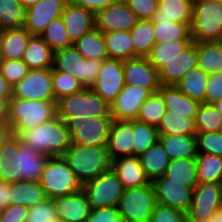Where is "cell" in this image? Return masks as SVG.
<instances>
[{
    "label": "cell",
    "instance_id": "cell-1",
    "mask_svg": "<svg viewBox=\"0 0 222 222\" xmlns=\"http://www.w3.org/2000/svg\"><path fill=\"white\" fill-rule=\"evenodd\" d=\"M21 142L46 156H62L71 145L66 123L57 115L19 135Z\"/></svg>",
    "mask_w": 222,
    "mask_h": 222
},
{
    "label": "cell",
    "instance_id": "cell-2",
    "mask_svg": "<svg viewBox=\"0 0 222 222\" xmlns=\"http://www.w3.org/2000/svg\"><path fill=\"white\" fill-rule=\"evenodd\" d=\"M57 115L56 100L11 98L7 107V122L15 135L35 128Z\"/></svg>",
    "mask_w": 222,
    "mask_h": 222
},
{
    "label": "cell",
    "instance_id": "cell-3",
    "mask_svg": "<svg viewBox=\"0 0 222 222\" xmlns=\"http://www.w3.org/2000/svg\"><path fill=\"white\" fill-rule=\"evenodd\" d=\"M62 157L81 185L111 169L107 146H79L71 143Z\"/></svg>",
    "mask_w": 222,
    "mask_h": 222
},
{
    "label": "cell",
    "instance_id": "cell-4",
    "mask_svg": "<svg viewBox=\"0 0 222 222\" xmlns=\"http://www.w3.org/2000/svg\"><path fill=\"white\" fill-rule=\"evenodd\" d=\"M57 116L67 120H83L92 117H112L111 105L91 88H83L56 102Z\"/></svg>",
    "mask_w": 222,
    "mask_h": 222
},
{
    "label": "cell",
    "instance_id": "cell-5",
    "mask_svg": "<svg viewBox=\"0 0 222 222\" xmlns=\"http://www.w3.org/2000/svg\"><path fill=\"white\" fill-rule=\"evenodd\" d=\"M191 36L193 42L222 39V4L215 0H193Z\"/></svg>",
    "mask_w": 222,
    "mask_h": 222
},
{
    "label": "cell",
    "instance_id": "cell-6",
    "mask_svg": "<svg viewBox=\"0 0 222 222\" xmlns=\"http://www.w3.org/2000/svg\"><path fill=\"white\" fill-rule=\"evenodd\" d=\"M40 183L47 198L51 199L70 195L82 189L81 183L62 156L49 157Z\"/></svg>",
    "mask_w": 222,
    "mask_h": 222
},
{
    "label": "cell",
    "instance_id": "cell-7",
    "mask_svg": "<svg viewBox=\"0 0 222 222\" xmlns=\"http://www.w3.org/2000/svg\"><path fill=\"white\" fill-rule=\"evenodd\" d=\"M157 204L152 182L140 187L124 189L117 209L125 222H148Z\"/></svg>",
    "mask_w": 222,
    "mask_h": 222
},
{
    "label": "cell",
    "instance_id": "cell-8",
    "mask_svg": "<svg viewBox=\"0 0 222 222\" xmlns=\"http://www.w3.org/2000/svg\"><path fill=\"white\" fill-rule=\"evenodd\" d=\"M113 117L67 120L71 143L79 146H107Z\"/></svg>",
    "mask_w": 222,
    "mask_h": 222
},
{
    "label": "cell",
    "instance_id": "cell-9",
    "mask_svg": "<svg viewBox=\"0 0 222 222\" xmlns=\"http://www.w3.org/2000/svg\"><path fill=\"white\" fill-rule=\"evenodd\" d=\"M124 189L112 168L82 185L92 209L117 207Z\"/></svg>",
    "mask_w": 222,
    "mask_h": 222
},
{
    "label": "cell",
    "instance_id": "cell-10",
    "mask_svg": "<svg viewBox=\"0 0 222 222\" xmlns=\"http://www.w3.org/2000/svg\"><path fill=\"white\" fill-rule=\"evenodd\" d=\"M12 98L55 100L52 90V68L30 69L12 88Z\"/></svg>",
    "mask_w": 222,
    "mask_h": 222
},
{
    "label": "cell",
    "instance_id": "cell-11",
    "mask_svg": "<svg viewBox=\"0 0 222 222\" xmlns=\"http://www.w3.org/2000/svg\"><path fill=\"white\" fill-rule=\"evenodd\" d=\"M124 85L123 61L108 58L102 61L99 74L91 89L111 105Z\"/></svg>",
    "mask_w": 222,
    "mask_h": 222
},
{
    "label": "cell",
    "instance_id": "cell-12",
    "mask_svg": "<svg viewBox=\"0 0 222 222\" xmlns=\"http://www.w3.org/2000/svg\"><path fill=\"white\" fill-rule=\"evenodd\" d=\"M157 203L178 209L185 214L191 207L193 189L161 176L152 181Z\"/></svg>",
    "mask_w": 222,
    "mask_h": 222
},
{
    "label": "cell",
    "instance_id": "cell-13",
    "mask_svg": "<svg viewBox=\"0 0 222 222\" xmlns=\"http://www.w3.org/2000/svg\"><path fill=\"white\" fill-rule=\"evenodd\" d=\"M69 0H40L26 9L24 28L32 36H40L45 28L61 17Z\"/></svg>",
    "mask_w": 222,
    "mask_h": 222
},
{
    "label": "cell",
    "instance_id": "cell-14",
    "mask_svg": "<svg viewBox=\"0 0 222 222\" xmlns=\"http://www.w3.org/2000/svg\"><path fill=\"white\" fill-rule=\"evenodd\" d=\"M95 18L96 27L102 33L130 31L138 21L136 15L124 0L99 11Z\"/></svg>",
    "mask_w": 222,
    "mask_h": 222
},
{
    "label": "cell",
    "instance_id": "cell-15",
    "mask_svg": "<svg viewBox=\"0 0 222 222\" xmlns=\"http://www.w3.org/2000/svg\"><path fill=\"white\" fill-rule=\"evenodd\" d=\"M222 207V190L220 183H198L193 190L191 207L184 216L210 219Z\"/></svg>",
    "mask_w": 222,
    "mask_h": 222
},
{
    "label": "cell",
    "instance_id": "cell-16",
    "mask_svg": "<svg viewBox=\"0 0 222 222\" xmlns=\"http://www.w3.org/2000/svg\"><path fill=\"white\" fill-rule=\"evenodd\" d=\"M152 93L135 85L125 84L111 104V115L115 120H135L143 102Z\"/></svg>",
    "mask_w": 222,
    "mask_h": 222
},
{
    "label": "cell",
    "instance_id": "cell-17",
    "mask_svg": "<svg viewBox=\"0 0 222 222\" xmlns=\"http://www.w3.org/2000/svg\"><path fill=\"white\" fill-rule=\"evenodd\" d=\"M125 84L158 92L160 82L158 70L151 65L147 57H136L123 61Z\"/></svg>",
    "mask_w": 222,
    "mask_h": 222
},
{
    "label": "cell",
    "instance_id": "cell-18",
    "mask_svg": "<svg viewBox=\"0 0 222 222\" xmlns=\"http://www.w3.org/2000/svg\"><path fill=\"white\" fill-rule=\"evenodd\" d=\"M197 67V42H192L183 53L158 70L159 82L163 85H176L185 74Z\"/></svg>",
    "mask_w": 222,
    "mask_h": 222
},
{
    "label": "cell",
    "instance_id": "cell-19",
    "mask_svg": "<svg viewBox=\"0 0 222 222\" xmlns=\"http://www.w3.org/2000/svg\"><path fill=\"white\" fill-rule=\"evenodd\" d=\"M61 18L73 44L96 27L95 14L76 5L71 0L67 2Z\"/></svg>",
    "mask_w": 222,
    "mask_h": 222
},
{
    "label": "cell",
    "instance_id": "cell-20",
    "mask_svg": "<svg viewBox=\"0 0 222 222\" xmlns=\"http://www.w3.org/2000/svg\"><path fill=\"white\" fill-rule=\"evenodd\" d=\"M53 201L57 217L66 222H86L92 210L87 195L82 189L70 195L56 197Z\"/></svg>",
    "mask_w": 222,
    "mask_h": 222
},
{
    "label": "cell",
    "instance_id": "cell-21",
    "mask_svg": "<svg viewBox=\"0 0 222 222\" xmlns=\"http://www.w3.org/2000/svg\"><path fill=\"white\" fill-rule=\"evenodd\" d=\"M133 141V120L114 119L107 144L111 161L120 157L133 156Z\"/></svg>",
    "mask_w": 222,
    "mask_h": 222
},
{
    "label": "cell",
    "instance_id": "cell-22",
    "mask_svg": "<svg viewBox=\"0 0 222 222\" xmlns=\"http://www.w3.org/2000/svg\"><path fill=\"white\" fill-rule=\"evenodd\" d=\"M20 143V137L11 133L0 149V179L9 183L20 180Z\"/></svg>",
    "mask_w": 222,
    "mask_h": 222
},
{
    "label": "cell",
    "instance_id": "cell-23",
    "mask_svg": "<svg viewBox=\"0 0 222 222\" xmlns=\"http://www.w3.org/2000/svg\"><path fill=\"white\" fill-rule=\"evenodd\" d=\"M111 168L117 174L125 189L150 183L138 156L120 157L112 160Z\"/></svg>",
    "mask_w": 222,
    "mask_h": 222
},
{
    "label": "cell",
    "instance_id": "cell-24",
    "mask_svg": "<svg viewBox=\"0 0 222 222\" xmlns=\"http://www.w3.org/2000/svg\"><path fill=\"white\" fill-rule=\"evenodd\" d=\"M31 37L24 27L0 30V60H22Z\"/></svg>",
    "mask_w": 222,
    "mask_h": 222
},
{
    "label": "cell",
    "instance_id": "cell-25",
    "mask_svg": "<svg viewBox=\"0 0 222 222\" xmlns=\"http://www.w3.org/2000/svg\"><path fill=\"white\" fill-rule=\"evenodd\" d=\"M158 92L161 94L167 111H172L184 117L195 118L199 102L182 93L175 85L160 84Z\"/></svg>",
    "mask_w": 222,
    "mask_h": 222
},
{
    "label": "cell",
    "instance_id": "cell-26",
    "mask_svg": "<svg viewBox=\"0 0 222 222\" xmlns=\"http://www.w3.org/2000/svg\"><path fill=\"white\" fill-rule=\"evenodd\" d=\"M158 141L166 150L170 161L179 158H195L197 156L195 135L158 134Z\"/></svg>",
    "mask_w": 222,
    "mask_h": 222
},
{
    "label": "cell",
    "instance_id": "cell-27",
    "mask_svg": "<svg viewBox=\"0 0 222 222\" xmlns=\"http://www.w3.org/2000/svg\"><path fill=\"white\" fill-rule=\"evenodd\" d=\"M10 203L21 205L27 208L33 207L47 199L45 190L40 181L18 180L11 183Z\"/></svg>",
    "mask_w": 222,
    "mask_h": 222
},
{
    "label": "cell",
    "instance_id": "cell-28",
    "mask_svg": "<svg viewBox=\"0 0 222 222\" xmlns=\"http://www.w3.org/2000/svg\"><path fill=\"white\" fill-rule=\"evenodd\" d=\"M50 156L43 155L20 143V180L40 181Z\"/></svg>",
    "mask_w": 222,
    "mask_h": 222
},
{
    "label": "cell",
    "instance_id": "cell-29",
    "mask_svg": "<svg viewBox=\"0 0 222 222\" xmlns=\"http://www.w3.org/2000/svg\"><path fill=\"white\" fill-rule=\"evenodd\" d=\"M54 51L40 36H32L28 42L22 61L30 69L53 67Z\"/></svg>",
    "mask_w": 222,
    "mask_h": 222
},
{
    "label": "cell",
    "instance_id": "cell-30",
    "mask_svg": "<svg viewBox=\"0 0 222 222\" xmlns=\"http://www.w3.org/2000/svg\"><path fill=\"white\" fill-rule=\"evenodd\" d=\"M138 157L150 182L163 176L170 162L166 150L158 140Z\"/></svg>",
    "mask_w": 222,
    "mask_h": 222
},
{
    "label": "cell",
    "instance_id": "cell-31",
    "mask_svg": "<svg viewBox=\"0 0 222 222\" xmlns=\"http://www.w3.org/2000/svg\"><path fill=\"white\" fill-rule=\"evenodd\" d=\"M154 28V41L167 43L174 41H193L191 24L172 22L166 19H151Z\"/></svg>",
    "mask_w": 222,
    "mask_h": 222
},
{
    "label": "cell",
    "instance_id": "cell-32",
    "mask_svg": "<svg viewBox=\"0 0 222 222\" xmlns=\"http://www.w3.org/2000/svg\"><path fill=\"white\" fill-rule=\"evenodd\" d=\"M73 46L84 59L103 61L109 58L103 33L97 27L85 33Z\"/></svg>",
    "mask_w": 222,
    "mask_h": 222
},
{
    "label": "cell",
    "instance_id": "cell-33",
    "mask_svg": "<svg viewBox=\"0 0 222 222\" xmlns=\"http://www.w3.org/2000/svg\"><path fill=\"white\" fill-rule=\"evenodd\" d=\"M193 0H159L158 10L152 19H166L176 23L191 24Z\"/></svg>",
    "mask_w": 222,
    "mask_h": 222
},
{
    "label": "cell",
    "instance_id": "cell-34",
    "mask_svg": "<svg viewBox=\"0 0 222 222\" xmlns=\"http://www.w3.org/2000/svg\"><path fill=\"white\" fill-rule=\"evenodd\" d=\"M208 75L199 67L191 69L175 85L191 99L206 104V88Z\"/></svg>",
    "mask_w": 222,
    "mask_h": 222
},
{
    "label": "cell",
    "instance_id": "cell-35",
    "mask_svg": "<svg viewBox=\"0 0 222 222\" xmlns=\"http://www.w3.org/2000/svg\"><path fill=\"white\" fill-rule=\"evenodd\" d=\"M164 176L170 181L180 182L194 190L198 185L196 174V159L195 158H179L171 160L166 168Z\"/></svg>",
    "mask_w": 222,
    "mask_h": 222
},
{
    "label": "cell",
    "instance_id": "cell-36",
    "mask_svg": "<svg viewBox=\"0 0 222 222\" xmlns=\"http://www.w3.org/2000/svg\"><path fill=\"white\" fill-rule=\"evenodd\" d=\"M198 67L207 75L222 72V43L197 42Z\"/></svg>",
    "mask_w": 222,
    "mask_h": 222
},
{
    "label": "cell",
    "instance_id": "cell-37",
    "mask_svg": "<svg viewBox=\"0 0 222 222\" xmlns=\"http://www.w3.org/2000/svg\"><path fill=\"white\" fill-rule=\"evenodd\" d=\"M108 57L128 60L134 58V45L130 31L103 33Z\"/></svg>",
    "mask_w": 222,
    "mask_h": 222
},
{
    "label": "cell",
    "instance_id": "cell-38",
    "mask_svg": "<svg viewBox=\"0 0 222 222\" xmlns=\"http://www.w3.org/2000/svg\"><path fill=\"white\" fill-rule=\"evenodd\" d=\"M196 174L198 183L212 182L220 183L222 180V157L197 153Z\"/></svg>",
    "mask_w": 222,
    "mask_h": 222
},
{
    "label": "cell",
    "instance_id": "cell-39",
    "mask_svg": "<svg viewBox=\"0 0 222 222\" xmlns=\"http://www.w3.org/2000/svg\"><path fill=\"white\" fill-rule=\"evenodd\" d=\"M158 134L196 135L195 118L166 111L157 127Z\"/></svg>",
    "mask_w": 222,
    "mask_h": 222
},
{
    "label": "cell",
    "instance_id": "cell-40",
    "mask_svg": "<svg viewBox=\"0 0 222 222\" xmlns=\"http://www.w3.org/2000/svg\"><path fill=\"white\" fill-rule=\"evenodd\" d=\"M130 34L134 45V58L147 57L155 44L151 20H138Z\"/></svg>",
    "mask_w": 222,
    "mask_h": 222
},
{
    "label": "cell",
    "instance_id": "cell-41",
    "mask_svg": "<svg viewBox=\"0 0 222 222\" xmlns=\"http://www.w3.org/2000/svg\"><path fill=\"white\" fill-rule=\"evenodd\" d=\"M192 42L193 41H174L154 44L147 58L151 65L159 70L167 64L169 60L183 53Z\"/></svg>",
    "mask_w": 222,
    "mask_h": 222
},
{
    "label": "cell",
    "instance_id": "cell-42",
    "mask_svg": "<svg viewBox=\"0 0 222 222\" xmlns=\"http://www.w3.org/2000/svg\"><path fill=\"white\" fill-rule=\"evenodd\" d=\"M101 64L102 61L75 55V64L66 73L74 77L84 88H91L97 79Z\"/></svg>",
    "mask_w": 222,
    "mask_h": 222
},
{
    "label": "cell",
    "instance_id": "cell-43",
    "mask_svg": "<svg viewBox=\"0 0 222 222\" xmlns=\"http://www.w3.org/2000/svg\"><path fill=\"white\" fill-rule=\"evenodd\" d=\"M26 9L19 0H0V30L23 28Z\"/></svg>",
    "mask_w": 222,
    "mask_h": 222
},
{
    "label": "cell",
    "instance_id": "cell-44",
    "mask_svg": "<svg viewBox=\"0 0 222 222\" xmlns=\"http://www.w3.org/2000/svg\"><path fill=\"white\" fill-rule=\"evenodd\" d=\"M166 111L161 94L155 92L143 102L136 119L157 128Z\"/></svg>",
    "mask_w": 222,
    "mask_h": 222
},
{
    "label": "cell",
    "instance_id": "cell-45",
    "mask_svg": "<svg viewBox=\"0 0 222 222\" xmlns=\"http://www.w3.org/2000/svg\"><path fill=\"white\" fill-rule=\"evenodd\" d=\"M40 37L54 52L73 45L61 17L53 20Z\"/></svg>",
    "mask_w": 222,
    "mask_h": 222
},
{
    "label": "cell",
    "instance_id": "cell-46",
    "mask_svg": "<svg viewBox=\"0 0 222 222\" xmlns=\"http://www.w3.org/2000/svg\"><path fill=\"white\" fill-rule=\"evenodd\" d=\"M133 156H140L158 140L157 128L137 119L133 120Z\"/></svg>",
    "mask_w": 222,
    "mask_h": 222
},
{
    "label": "cell",
    "instance_id": "cell-47",
    "mask_svg": "<svg viewBox=\"0 0 222 222\" xmlns=\"http://www.w3.org/2000/svg\"><path fill=\"white\" fill-rule=\"evenodd\" d=\"M197 132H219L222 127V116L213 104H201L195 117Z\"/></svg>",
    "mask_w": 222,
    "mask_h": 222
},
{
    "label": "cell",
    "instance_id": "cell-48",
    "mask_svg": "<svg viewBox=\"0 0 222 222\" xmlns=\"http://www.w3.org/2000/svg\"><path fill=\"white\" fill-rule=\"evenodd\" d=\"M84 87L66 72L52 70V90L56 102L66 96L81 91Z\"/></svg>",
    "mask_w": 222,
    "mask_h": 222
},
{
    "label": "cell",
    "instance_id": "cell-49",
    "mask_svg": "<svg viewBox=\"0 0 222 222\" xmlns=\"http://www.w3.org/2000/svg\"><path fill=\"white\" fill-rule=\"evenodd\" d=\"M197 153L214 154L222 157V134L221 132H197Z\"/></svg>",
    "mask_w": 222,
    "mask_h": 222
},
{
    "label": "cell",
    "instance_id": "cell-50",
    "mask_svg": "<svg viewBox=\"0 0 222 222\" xmlns=\"http://www.w3.org/2000/svg\"><path fill=\"white\" fill-rule=\"evenodd\" d=\"M30 71L22 60H0V73L13 87Z\"/></svg>",
    "mask_w": 222,
    "mask_h": 222
},
{
    "label": "cell",
    "instance_id": "cell-51",
    "mask_svg": "<svg viewBox=\"0 0 222 222\" xmlns=\"http://www.w3.org/2000/svg\"><path fill=\"white\" fill-rule=\"evenodd\" d=\"M56 217L54 201L51 198H47L28 209L26 222H49V220Z\"/></svg>",
    "mask_w": 222,
    "mask_h": 222
},
{
    "label": "cell",
    "instance_id": "cell-52",
    "mask_svg": "<svg viewBox=\"0 0 222 222\" xmlns=\"http://www.w3.org/2000/svg\"><path fill=\"white\" fill-rule=\"evenodd\" d=\"M138 20H151L158 10L159 0H124Z\"/></svg>",
    "mask_w": 222,
    "mask_h": 222
},
{
    "label": "cell",
    "instance_id": "cell-53",
    "mask_svg": "<svg viewBox=\"0 0 222 222\" xmlns=\"http://www.w3.org/2000/svg\"><path fill=\"white\" fill-rule=\"evenodd\" d=\"M184 215L178 209L157 203L148 222H182Z\"/></svg>",
    "mask_w": 222,
    "mask_h": 222
},
{
    "label": "cell",
    "instance_id": "cell-54",
    "mask_svg": "<svg viewBox=\"0 0 222 222\" xmlns=\"http://www.w3.org/2000/svg\"><path fill=\"white\" fill-rule=\"evenodd\" d=\"M75 55H80L72 45L54 52L52 70L67 72L75 64Z\"/></svg>",
    "mask_w": 222,
    "mask_h": 222
},
{
    "label": "cell",
    "instance_id": "cell-55",
    "mask_svg": "<svg viewBox=\"0 0 222 222\" xmlns=\"http://www.w3.org/2000/svg\"><path fill=\"white\" fill-rule=\"evenodd\" d=\"M222 99V72L208 75L206 104H213Z\"/></svg>",
    "mask_w": 222,
    "mask_h": 222
},
{
    "label": "cell",
    "instance_id": "cell-56",
    "mask_svg": "<svg viewBox=\"0 0 222 222\" xmlns=\"http://www.w3.org/2000/svg\"><path fill=\"white\" fill-rule=\"evenodd\" d=\"M121 216L117 207L92 209L86 222H120Z\"/></svg>",
    "mask_w": 222,
    "mask_h": 222
},
{
    "label": "cell",
    "instance_id": "cell-57",
    "mask_svg": "<svg viewBox=\"0 0 222 222\" xmlns=\"http://www.w3.org/2000/svg\"><path fill=\"white\" fill-rule=\"evenodd\" d=\"M28 209L18 204H10L0 212V222H26Z\"/></svg>",
    "mask_w": 222,
    "mask_h": 222
},
{
    "label": "cell",
    "instance_id": "cell-58",
    "mask_svg": "<svg viewBox=\"0 0 222 222\" xmlns=\"http://www.w3.org/2000/svg\"><path fill=\"white\" fill-rule=\"evenodd\" d=\"M76 5L93 12L95 15L110 6L111 4L117 3L120 0H71Z\"/></svg>",
    "mask_w": 222,
    "mask_h": 222
},
{
    "label": "cell",
    "instance_id": "cell-59",
    "mask_svg": "<svg viewBox=\"0 0 222 222\" xmlns=\"http://www.w3.org/2000/svg\"><path fill=\"white\" fill-rule=\"evenodd\" d=\"M11 183L0 179V212L7 208L10 203Z\"/></svg>",
    "mask_w": 222,
    "mask_h": 222
},
{
    "label": "cell",
    "instance_id": "cell-60",
    "mask_svg": "<svg viewBox=\"0 0 222 222\" xmlns=\"http://www.w3.org/2000/svg\"><path fill=\"white\" fill-rule=\"evenodd\" d=\"M12 86L0 73V98L4 99L7 103L12 98Z\"/></svg>",
    "mask_w": 222,
    "mask_h": 222
},
{
    "label": "cell",
    "instance_id": "cell-61",
    "mask_svg": "<svg viewBox=\"0 0 222 222\" xmlns=\"http://www.w3.org/2000/svg\"><path fill=\"white\" fill-rule=\"evenodd\" d=\"M11 133V128L6 123L0 124V149L3 145V142Z\"/></svg>",
    "mask_w": 222,
    "mask_h": 222
},
{
    "label": "cell",
    "instance_id": "cell-62",
    "mask_svg": "<svg viewBox=\"0 0 222 222\" xmlns=\"http://www.w3.org/2000/svg\"><path fill=\"white\" fill-rule=\"evenodd\" d=\"M7 107L8 103L0 98V124L7 122Z\"/></svg>",
    "mask_w": 222,
    "mask_h": 222
},
{
    "label": "cell",
    "instance_id": "cell-63",
    "mask_svg": "<svg viewBox=\"0 0 222 222\" xmlns=\"http://www.w3.org/2000/svg\"><path fill=\"white\" fill-rule=\"evenodd\" d=\"M210 222H222V207L210 217Z\"/></svg>",
    "mask_w": 222,
    "mask_h": 222
},
{
    "label": "cell",
    "instance_id": "cell-64",
    "mask_svg": "<svg viewBox=\"0 0 222 222\" xmlns=\"http://www.w3.org/2000/svg\"><path fill=\"white\" fill-rule=\"evenodd\" d=\"M184 222H210L209 219H200L194 216H184Z\"/></svg>",
    "mask_w": 222,
    "mask_h": 222
},
{
    "label": "cell",
    "instance_id": "cell-65",
    "mask_svg": "<svg viewBox=\"0 0 222 222\" xmlns=\"http://www.w3.org/2000/svg\"><path fill=\"white\" fill-rule=\"evenodd\" d=\"M19 1L22 3L25 9H28L37 2H39L40 0H19Z\"/></svg>",
    "mask_w": 222,
    "mask_h": 222
},
{
    "label": "cell",
    "instance_id": "cell-66",
    "mask_svg": "<svg viewBox=\"0 0 222 222\" xmlns=\"http://www.w3.org/2000/svg\"><path fill=\"white\" fill-rule=\"evenodd\" d=\"M215 108L219 111L222 116V99L213 103Z\"/></svg>",
    "mask_w": 222,
    "mask_h": 222
},
{
    "label": "cell",
    "instance_id": "cell-67",
    "mask_svg": "<svg viewBox=\"0 0 222 222\" xmlns=\"http://www.w3.org/2000/svg\"><path fill=\"white\" fill-rule=\"evenodd\" d=\"M49 222H66V221L60 217H56L53 218L52 220H49Z\"/></svg>",
    "mask_w": 222,
    "mask_h": 222
},
{
    "label": "cell",
    "instance_id": "cell-68",
    "mask_svg": "<svg viewBox=\"0 0 222 222\" xmlns=\"http://www.w3.org/2000/svg\"><path fill=\"white\" fill-rule=\"evenodd\" d=\"M215 1H217V2H219V3H221V4H222V0H215Z\"/></svg>",
    "mask_w": 222,
    "mask_h": 222
}]
</instances>
